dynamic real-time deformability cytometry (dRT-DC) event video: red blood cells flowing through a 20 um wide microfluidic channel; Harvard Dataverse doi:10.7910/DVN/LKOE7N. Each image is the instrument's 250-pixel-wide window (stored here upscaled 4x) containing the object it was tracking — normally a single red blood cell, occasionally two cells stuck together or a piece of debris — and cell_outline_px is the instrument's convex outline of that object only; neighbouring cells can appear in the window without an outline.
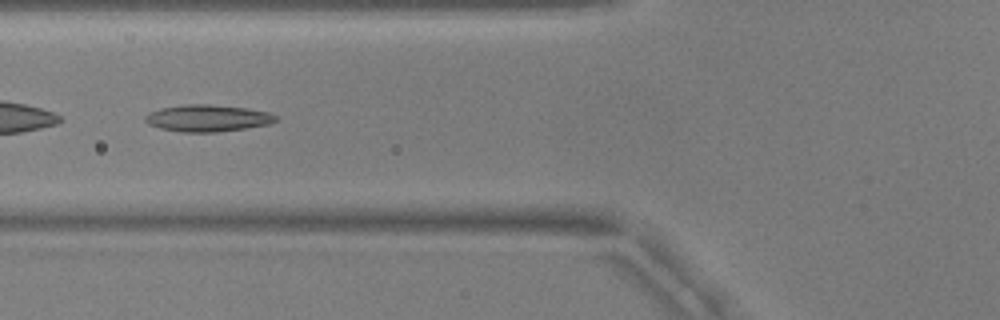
{"species": "common noctule bat (a hibernating species)", "species_latin": "Nyctalus noctula", "temperature_condition": "warm", "stored_images_in_passage": 37, "camera_frame_rate_fps": 3000, "um_per_image_px": 0.085, "animal": {"sex": "male", "body_mass_g": 17.9, "forearm_length_mm": 54.2}, "frame": {"image": 1, "passage_image": 6, "time_ms": 1.667, "image_size_px": [1000, 320], "cell_outline_px": [[276, 120], [268, 124], [244, 128], [216, 132], [180, 132], [160, 128], [148, 124], [144, 120], [144, 116], [148, 112], [160, 108], [184, 104], [208, 104], [244, 108], [268, 112], [276, 116]], "centroid_in_image_um": [17.56, 10.04], "position_along_channel_um": 108.2, "area_um2": 20.29}, "authors_computed_cell_mechanics": {"area_um2": 19.363, "velocity_mm_per_s": 3.7598, "shape_relaxation_time_tau1_ms": 10.421, "shape_relaxation_time_tau2_ms": 2.3246, "deformation_change_tau1": 0.2642, "deformation_change_tau2": 0.1072}}